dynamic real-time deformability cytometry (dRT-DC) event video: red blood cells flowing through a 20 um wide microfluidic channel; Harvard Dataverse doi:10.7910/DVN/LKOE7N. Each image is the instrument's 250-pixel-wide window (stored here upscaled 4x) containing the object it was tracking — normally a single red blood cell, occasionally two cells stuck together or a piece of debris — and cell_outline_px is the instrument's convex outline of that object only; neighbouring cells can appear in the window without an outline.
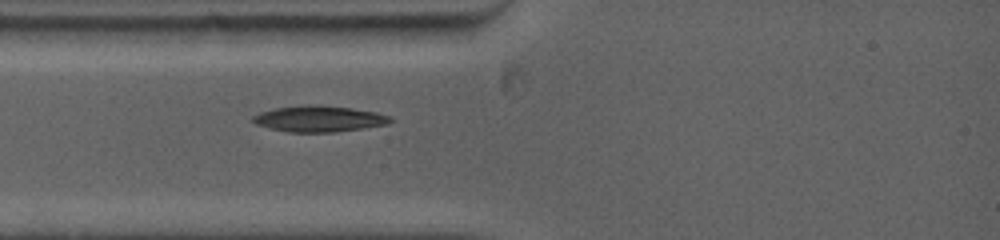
{"species": "common noctule bat (a hibernating species)", "species_latin": "Nyctalus noctula", "temperature_condition": "warm", "stored_images_in_passage": 1, "camera_frame_rate_fps": 5000, "um_per_image_px": 0.085, "animal": {"sex": "female", "body_mass_g": 19.0, "forearm_length_mm": 53.3}, "frame": {"image": 1, "passage_image": 1, "time_ms": 0.0, "image_size_px": [1000, 240], "cell_outline_px": [[392, 120], [388, 124], [336, 132], [288, 132], [256, 124], [252, 120], [252, 116], [260, 112], [276, 108], [320, 104], [352, 108], [376, 112], [392, 116]], "centroid_in_image_um": [27.16, 10.09], "position_along_channel_um": 57.8, "area_um2": 20.75}}